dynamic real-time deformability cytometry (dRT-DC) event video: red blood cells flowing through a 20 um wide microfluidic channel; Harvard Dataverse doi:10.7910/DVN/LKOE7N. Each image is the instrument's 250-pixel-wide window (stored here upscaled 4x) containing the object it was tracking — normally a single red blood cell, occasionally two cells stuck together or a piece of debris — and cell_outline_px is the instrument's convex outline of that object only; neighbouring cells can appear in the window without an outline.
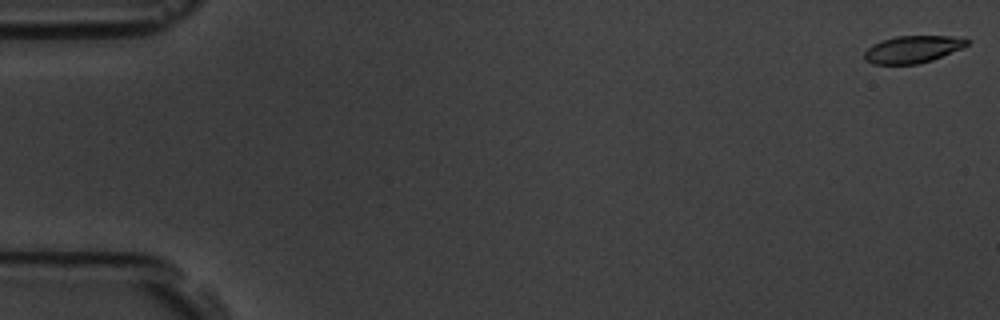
{"species": "common noctule bat (a hibernating species)", "species_latin": "Nyctalus noctula", "temperature_condition": "room temperature", "stored_images_in_passage": 57, "camera_frame_rate_fps": 3000, "um_per_image_px": 0.085, "animal": {"sex": "male", "body_mass_g": 19.5, "forearm_length_mm": 54.6}, "frame": {"image": 1, "passage_image": 1, "time_ms": 0.0, "image_size_px": [1000, 320], "cell_outline_px": [[972, 40], [964, 48], [932, 60], [920, 64], [872, 64], [864, 60], [864, 52], [872, 44], [896, 36], [964, 36]], "centroid_in_image_um": [77.64, 4.18], "position_along_channel_um": 7.4, "area_um2": 16.59}}
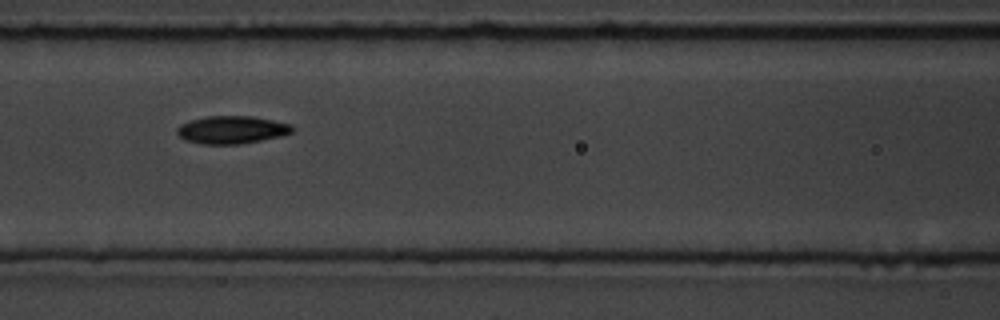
{"frame": {"image": 2, "passage_image": 25, "time_ms": 8.0, "image_size_px": [1000, 320], "cell_outline_px": [[292, 132], [280, 136], [240, 144], [200, 144], [184, 140], [176, 132], [176, 128], [180, 124], [192, 120], [208, 116], [252, 116], [292, 124]], "centroid_in_image_um": [19.66, 11.03], "position_along_channel_um": 146.9, "area_um2": 18.55}}
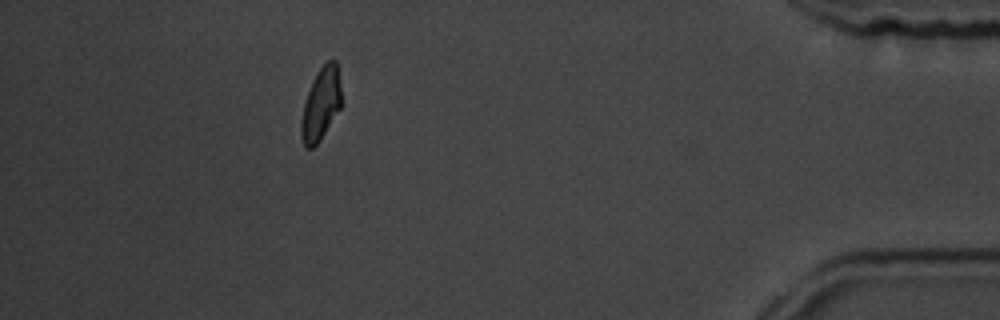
{"frame": {"image": 3, "passage_image": 51, "time_ms": 16.667, "image_size_px": [1000, 320], "cell_outline_px": [[344, 104], [320, 140], [312, 148], [304, 148], [300, 136], [300, 120], [304, 104], [312, 80], [316, 72], [328, 60], [336, 60]], "centroid_in_image_um": [27.29, 8.86], "position_along_channel_um": 407.9, "area_um2": 17.46}, "authors_computed_cell_mechanics": {"area_um2": 17.5712, "velocity_mm_per_s": 3.6254, "shape_relaxation_time_tau1_ms": 3.9635, "shape_relaxation_time_tau2_ms": 2.8394, "deformation_change_tau1": 0.1415, "deformation_change_tau2": 0.0788}}